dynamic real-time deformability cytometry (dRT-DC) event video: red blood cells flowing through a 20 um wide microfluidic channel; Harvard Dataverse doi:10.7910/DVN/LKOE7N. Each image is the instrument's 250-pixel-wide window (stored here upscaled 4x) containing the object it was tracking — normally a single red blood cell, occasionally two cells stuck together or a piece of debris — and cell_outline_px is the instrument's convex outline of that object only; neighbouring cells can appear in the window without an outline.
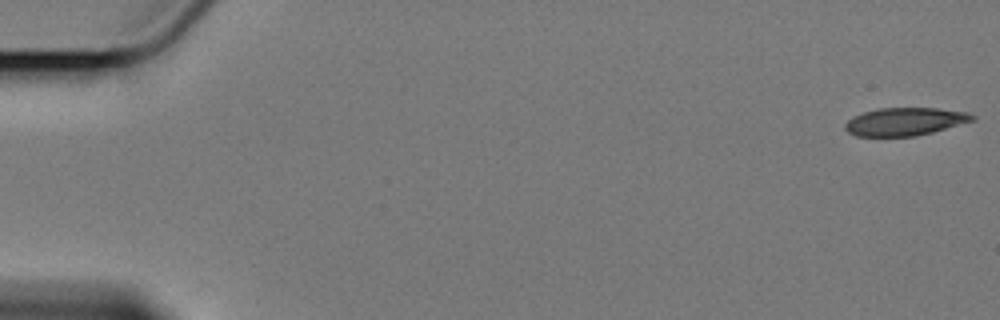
{"species": "Egyptian fruit bat (a non-hibernating species)", "species_latin": "Rousettus aegyptiacus", "temperature_condition": "cold", "stored_images_in_passage": 16, "camera_frame_rate_fps": 3000, "um_per_image_px": 0.085, "animal": {"sex": "female"}, "frame": {"image": 1, "passage_image": 1, "time_ms": 0.0, "image_size_px": [1000, 320], "cell_outline_px": [[976, 120], [932, 132], [916, 136], [856, 136], [848, 132], [844, 128], [844, 124], [852, 116], [864, 112], [880, 108], [936, 108], [968, 112], [976, 116]], "centroid_in_image_um": [76.93, 10.33], "position_along_channel_um": 8.1, "area_um2": 20.75}}
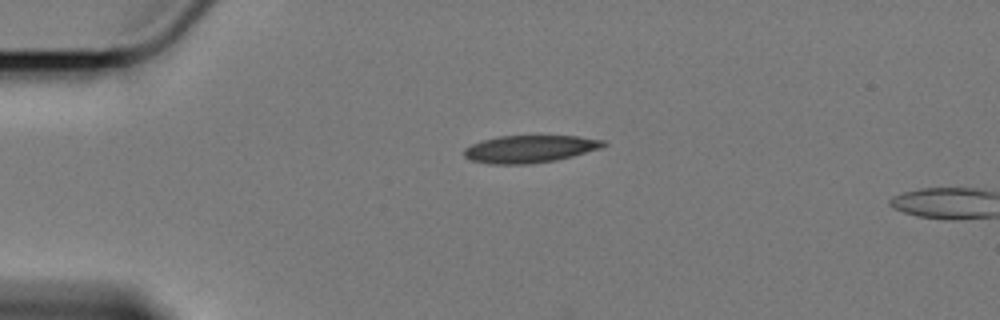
{"frame": {"image": 2, "passage_image": 14, "time_ms": 4.333, "image_size_px": [1000, 320], "cell_outline_px": [[608, 144], [600, 148], [572, 156], [556, 160], [528, 164], [488, 164], [472, 160], [464, 156], [464, 148], [472, 144], [484, 140], [500, 136], [576, 136], [604, 140]], "centroid_in_image_um": [45.03, 12.66], "position_along_channel_um": 40.0, "area_um2": 22.08}}